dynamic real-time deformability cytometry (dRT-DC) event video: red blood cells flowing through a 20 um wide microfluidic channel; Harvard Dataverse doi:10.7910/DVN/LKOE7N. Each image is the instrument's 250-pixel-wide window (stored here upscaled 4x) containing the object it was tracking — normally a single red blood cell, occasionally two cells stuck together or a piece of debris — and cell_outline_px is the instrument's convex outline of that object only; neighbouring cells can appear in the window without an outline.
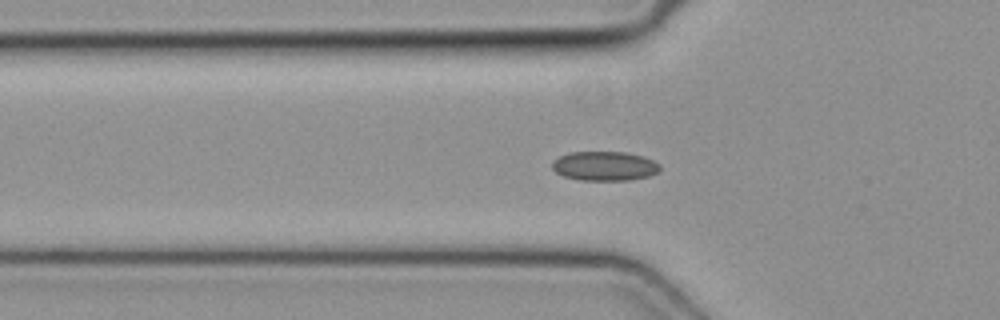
{"species": "common noctule bat (a hibernating species)", "species_latin": "Nyctalus noctula", "temperature_condition": "cold", "stored_images_in_passage": 51, "camera_frame_rate_fps": 3000, "um_per_image_px": 0.085, "animal": {"sex": "female", "body_mass_g": 19.3, "forearm_length_mm": 54.1}, "frame": {"image": 1, "passage_image": 17, "time_ms": 5.333, "image_size_px": [1000, 320], "cell_outline_px": [[660, 168], [656, 172], [648, 176], [628, 180], [580, 180], [564, 176], [556, 172], [552, 168], [552, 160], [560, 156], [572, 152], [628, 152], [644, 156], [660, 164]], "centroid_in_image_um": [51.38, 14.1], "position_along_channel_um": 74.4, "area_um2": 18.38}}
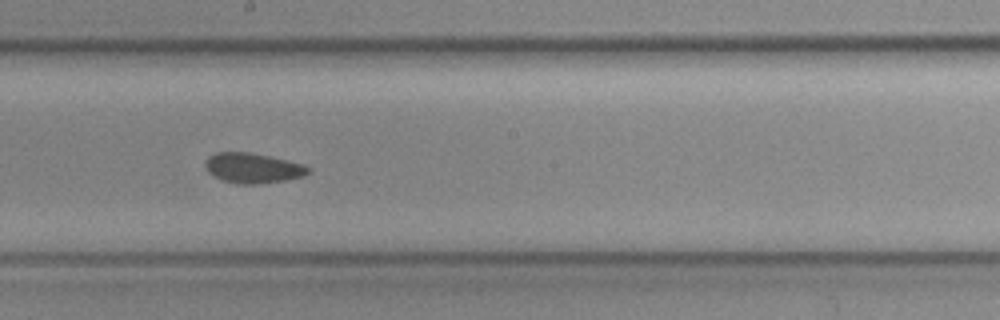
{"frame": {"image": 2, "passage_image": 28, "time_ms": 9.0, "image_size_px": [1000, 320], "cell_outline_px": [[308, 172], [304, 176], [284, 180], [256, 184], [236, 184], [224, 180], [208, 172], [204, 164], [208, 156], [216, 152], [248, 152], [268, 156], [300, 164], [308, 168]], "centroid_in_image_um": [21.42, 14.28], "position_along_channel_um": 226.8, "area_um2": 17.63}}
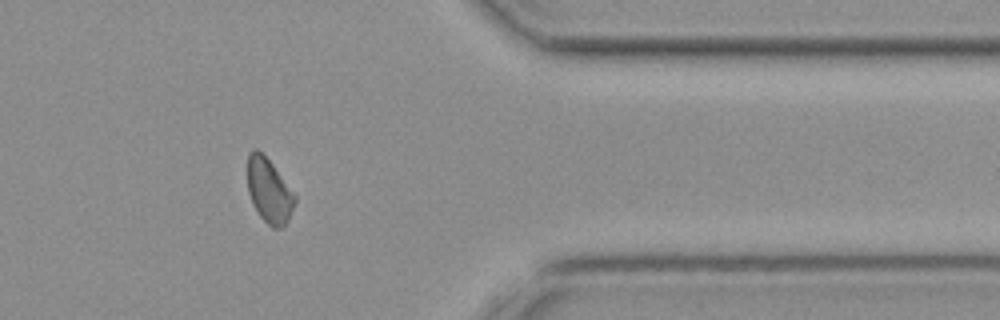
{"frame": {"image": 3, "passage_image": 41, "time_ms": 13.333, "image_size_px": [1000, 320], "cell_outline_px": [[296, 200], [288, 220], [280, 228], [272, 228], [260, 216], [252, 204], [248, 192], [248, 152], [252, 148], [256, 148], [272, 164], [296, 196]], "centroid_in_image_um": [22.85, 16.21], "position_along_channel_um": 388.6, "area_um2": 17.51}}